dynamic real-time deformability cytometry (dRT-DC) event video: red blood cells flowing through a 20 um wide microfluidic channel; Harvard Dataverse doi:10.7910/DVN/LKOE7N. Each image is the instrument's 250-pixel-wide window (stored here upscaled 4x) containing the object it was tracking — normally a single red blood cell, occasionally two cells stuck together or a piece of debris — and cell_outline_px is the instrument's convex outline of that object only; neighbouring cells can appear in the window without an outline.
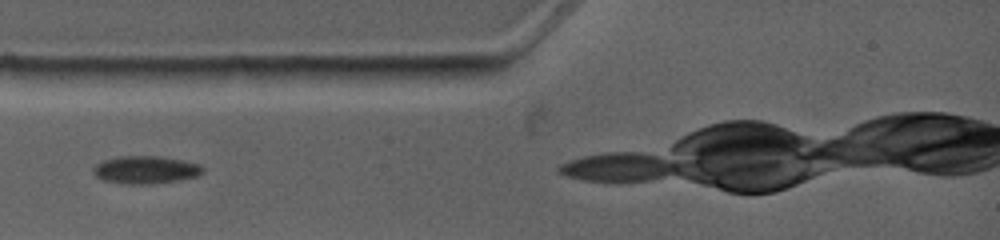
{"species": "common noctule bat (a hibernating species)", "species_latin": "Nyctalus noctula", "temperature_condition": "warm", "stored_images_in_passage": 2, "camera_frame_rate_fps": 4500, "um_per_image_px": 0.085, "animal": {"sex": "female", "body_mass_g": 19.0, "forearm_length_mm": 53.3}, "frame": {"image": 1, "passage_image": 1, "time_ms": 0.0, "image_size_px": [1000, 240], "cell_outline_px": [[204, 172], [196, 176], [176, 180], [148, 184], [124, 184], [104, 180], [96, 176], [92, 172], [92, 168], [100, 160], [116, 156], [160, 156], [184, 160], [200, 164], [204, 168]], "centroid_in_image_um": [12.34, 14.41], "position_along_channel_um": 72.7, "area_um2": 17.86}}